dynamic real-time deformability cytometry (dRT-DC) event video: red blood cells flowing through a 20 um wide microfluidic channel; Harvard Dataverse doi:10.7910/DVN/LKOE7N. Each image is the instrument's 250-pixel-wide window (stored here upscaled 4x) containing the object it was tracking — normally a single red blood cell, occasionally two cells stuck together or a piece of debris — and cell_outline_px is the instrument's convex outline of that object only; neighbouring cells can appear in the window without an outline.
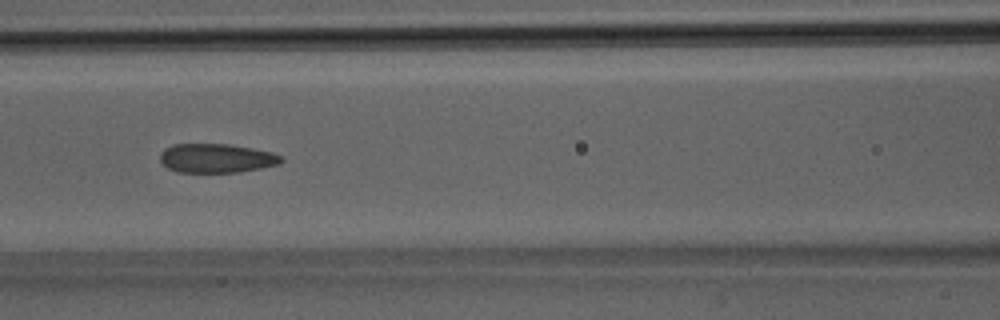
{"species": "Egyptian fruit bat (a non-hibernating species)", "species_latin": "Rousettus aegyptiacus", "temperature_condition": "room temperature", "stored_images_in_passage": 38, "camera_frame_rate_fps": 3000, "um_per_image_px": 0.085, "animal": {"sex": "male"}, "frame": {"image": 1, "passage_image": 17, "time_ms": 5.333, "image_size_px": [1000, 320], "cell_outline_px": [[284, 160], [280, 164], [240, 172], [176, 172], [168, 168], [160, 160], [160, 152], [164, 148], [172, 144], [228, 144], [252, 148], [272, 152], [284, 156]], "centroid_in_image_um": [18.41, 13.44], "position_along_channel_um": 148.2, "area_um2": 20.69}}
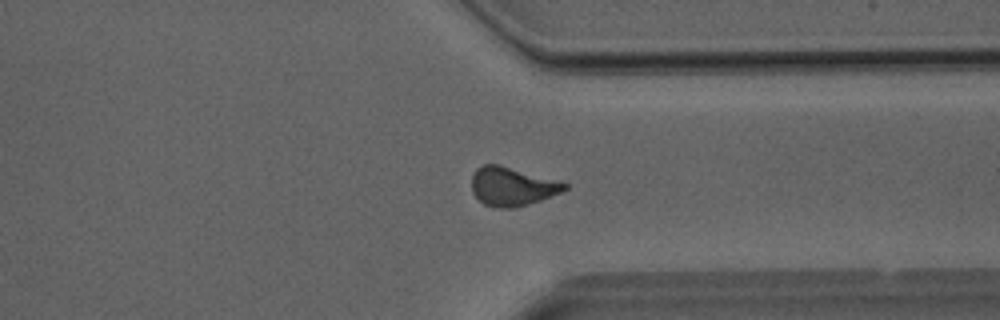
{"frame": {"image": 2, "passage_image": 29, "time_ms": 9.333, "image_size_px": [1000, 320], "cell_outline_px": [[568, 188], [560, 192], [540, 200], [516, 208], [492, 208], [484, 204], [472, 192], [472, 176], [476, 168], [484, 164], [496, 164], [556, 180], [568, 184]], "centroid_in_image_um": [43.49, 15.87], "position_along_channel_um": 367.9, "area_um2": 20.69}}
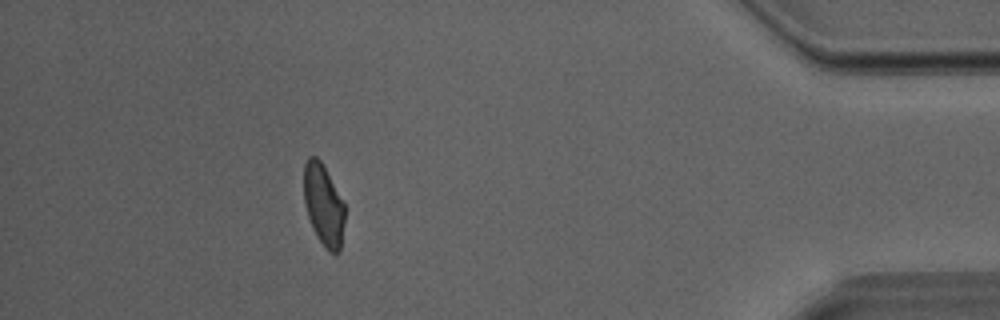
{"frame": {"image": 3, "passage_image": 34, "time_ms": 11.0, "image_size_px": [1000, 320], "cell_outline_px": [[344, 220], [340, 252], [336, 256], [328, 252], [324, 248], [316, 236], [312, 228], [304, 204], [304, 164], [308, 156], [316, 156], [320, 160], [344, 204]], "centroid_in_image_um": [27.48, 17.48], "position_along_channel_um": 407.7, "area_um2": 19.48}}